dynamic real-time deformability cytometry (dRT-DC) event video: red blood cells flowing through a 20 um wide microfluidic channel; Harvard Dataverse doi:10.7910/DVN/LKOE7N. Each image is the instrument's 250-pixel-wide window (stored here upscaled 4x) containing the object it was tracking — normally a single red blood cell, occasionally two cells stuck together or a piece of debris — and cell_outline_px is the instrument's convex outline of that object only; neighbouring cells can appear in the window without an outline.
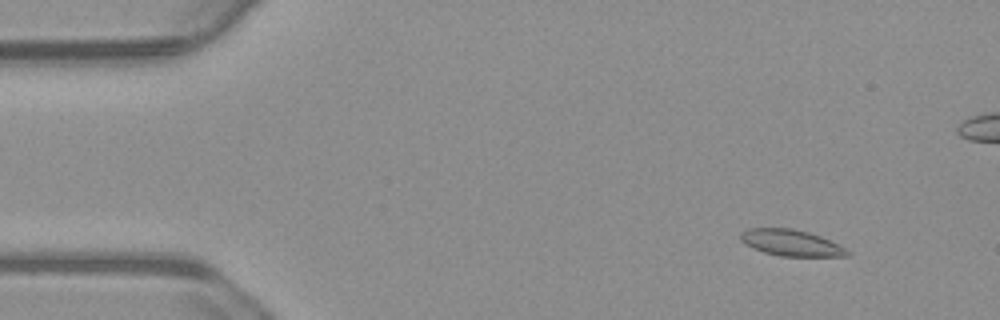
{"species": "common noctule bat (a hibernating species)", "species_latin": "Nyctalus noctula", "temperature_condition": "warm", "stored_images_in_passage": 57, "camera_frame_rate_fps": 3000, "um_per_image_px": 0.085, "animal": {"sex": "male", "body_mass_g": 23.1, "forearm_length_mm": 52.7}, "frame": {"image": 1, "passage_image": 6, "time_ms": 1.667, "image_size_px": [1000, 320], "cell_outline_px": [[852, 252], [848, 256], [780, 256], [764, 252], [752, 248], [744, 244], [740, 240], [740, 232], [748, 228], [792, 228], [808, 232], [820, 236]], "centroid_in_image_um": [67.19, 20.64], "position_along_channel_um": 17.8, "area_um2": 16.3}}
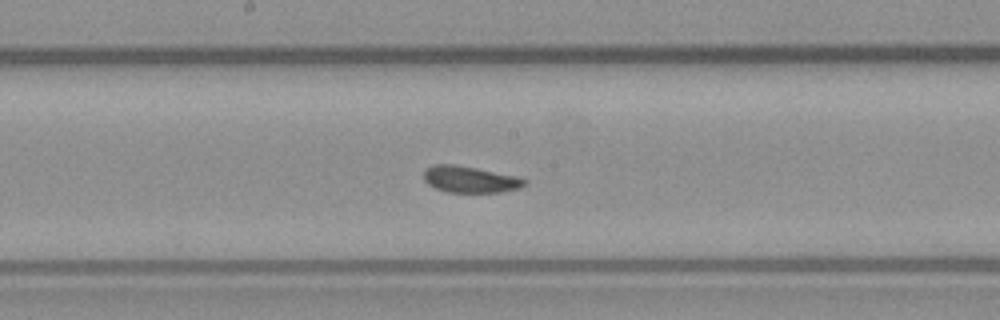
{"frame": {"image": 2, "passage_image": 29, "time_ms": 9.333, "image_size_px": [1000, 320], "cell_outline_px": [[528, 184], [520, 188], [500, 192], [448, 192], [436, 188], [428, 184], [424, 180], [424, 168], [432, 164], [456, 164], [516, 176], [528, 180]], "centroid_in_image_um": [39.95, 15.24], "position_along_channel_um": 208.2, "area_um2": 15.66}}
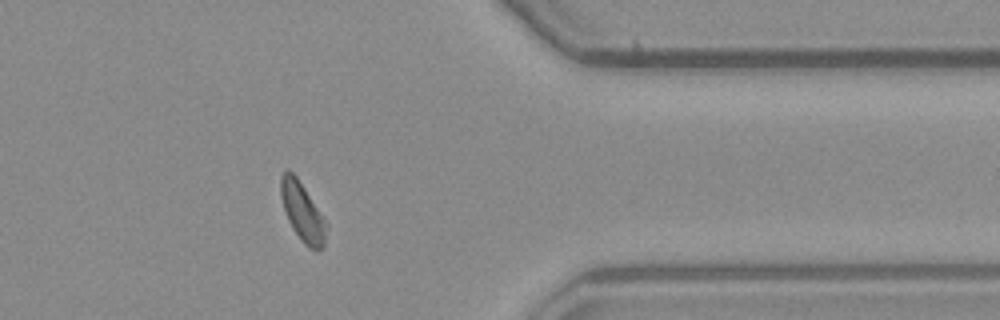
{"frame": {"image": 3, "passage_image": 45, "time_ms": 14.667, "image_size_px": [1000, 320], "cell_outline_px": [[328, 224], [324, 248], [308, 248], [300, 240], [292, 228], [288, 220], [280, 196], [280, 176], [288, 168], [296, 176]], "centroid_in_image_um": [25.7, 18.02], "position_along_channel_um": 385.7, "area_um2": 15.49}, "authors_computed_cell_mechanics": {"area_um2": 16.1262, "velocity_mm_per_s": 3.6839, "shape_relaxation_time_tau1_ms": 4.8213, "shape_relaxation_time_tau2_ms": 2.8283, "deformation_change_tau1": 0.1125, "deformation_change_tau2": 0.0876}}